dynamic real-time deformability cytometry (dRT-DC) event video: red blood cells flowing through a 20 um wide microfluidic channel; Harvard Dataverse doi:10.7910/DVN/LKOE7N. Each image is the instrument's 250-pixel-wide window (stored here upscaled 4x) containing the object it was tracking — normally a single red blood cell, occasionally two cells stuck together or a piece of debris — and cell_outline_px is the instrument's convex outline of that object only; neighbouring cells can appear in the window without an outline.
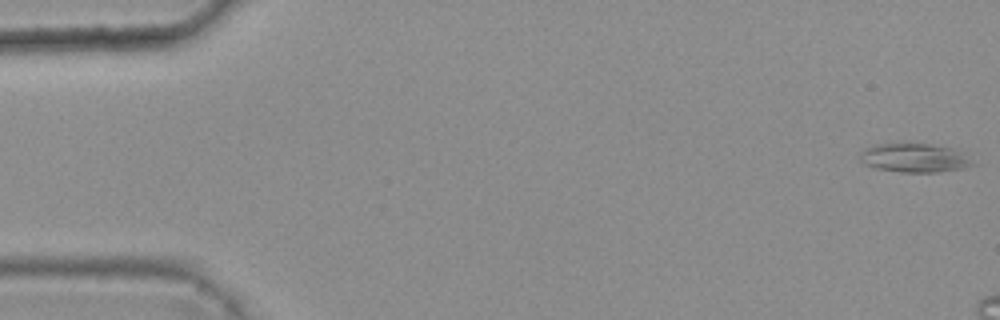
{"species": "common noctule bat (a hibernating species)", "species_latin": "Nyctalus noctula", "temperature_condition": "warm", "stored_images_in_passage": 3, "camera_frame_rate_fps": 3000, "um_per_image_px": 0.085, "animal": {"sex": "female", "body_mass_g": 25.1}, "frame": {"image": 1, "passage_image": 1, "time_ms": 0.0, "image_size_px": [1000, 320], "cell_outline_px": [[976, 164], [964, 168], [936, 172], [900, 172], [876, 168], [864, 164], [860, 160], [860, 152], [864, 148], [876, 144], [900, 140], [908, 140], [952, 148], [960, 152]], "centroid_in_image_um": [77.65, 13.37], "position_along_channel_um": 7.4, "area_um2": 19.65}}